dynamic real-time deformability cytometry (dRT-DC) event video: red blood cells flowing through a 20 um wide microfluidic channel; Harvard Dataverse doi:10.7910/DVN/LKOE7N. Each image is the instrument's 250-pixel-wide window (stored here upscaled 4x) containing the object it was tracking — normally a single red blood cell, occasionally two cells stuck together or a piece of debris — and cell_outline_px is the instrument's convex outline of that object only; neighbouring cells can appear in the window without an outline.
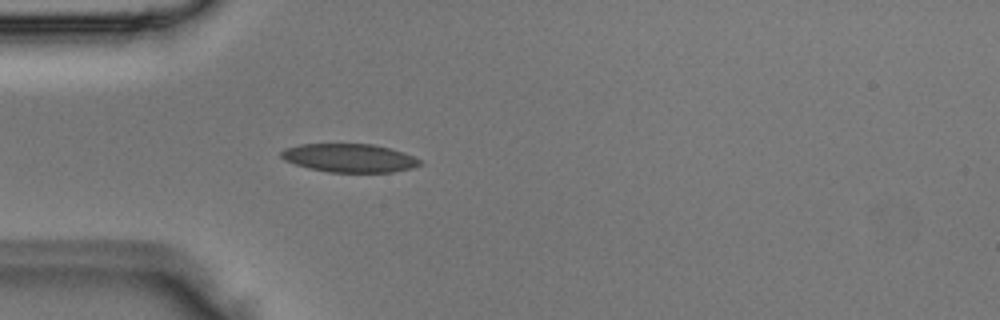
{"species": "Egyptian fruit bat (a non-hibernating species)", "species_latin": "Rousettus aegyptiacus", "temperature_condition": "room temperature", "stored_images_in_passage": 2, "camera_frame_rate_fps": 3000, "um_per_image_px": 0.085, "animal": {"sex": "male"}, "frame": {"image": 1, "passage_image": 2, "time_ms": 0.333, "image_size_px": [1000, 320], "cell_outline_px": [[424, 164], [412, 168], [392, 172], [328, 172], [308, 168], [284, 160], [280, 156], [280, 152], [284, 148], [300, 144], [372, 144], [404, 152], [420, 160]], "centroid_in_image_um": [29.69, 13.43], "position_along_channel_um": 55.3, "area_um2": 23.0}}